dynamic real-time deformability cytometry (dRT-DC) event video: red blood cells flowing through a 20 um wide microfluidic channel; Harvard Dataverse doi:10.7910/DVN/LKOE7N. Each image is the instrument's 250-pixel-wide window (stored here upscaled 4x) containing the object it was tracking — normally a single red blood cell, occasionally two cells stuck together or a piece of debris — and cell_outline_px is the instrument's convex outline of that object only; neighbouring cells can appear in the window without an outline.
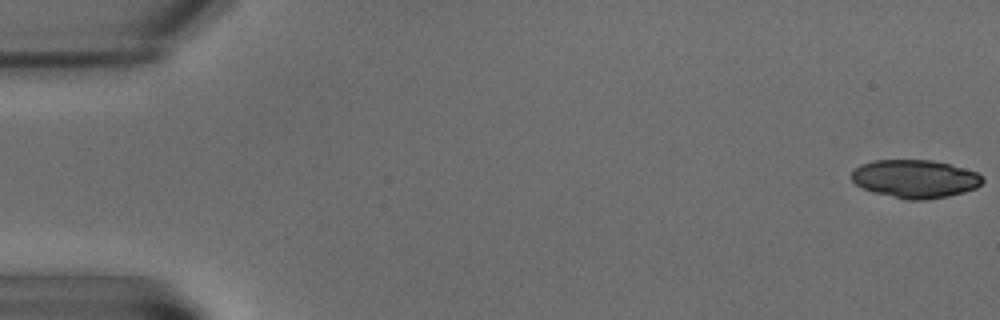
{"species": "common noctule bat (a hibernating species)", "species_latin": "Nyctalus noctula", "temperature_condition": "warm", "stored_images_in_passage": 4, "camera_frame_rate_fps": 3000, "um_per_image_px": 0.085, "animal": {"sex": "male", "body_mass_g": 15.6}, "frame": {"image": 1, "passage_image": 1, "time_ms": 0.0, "image_size_px": [1000, 320], "cell_outline_px": [[984, 180], [976, 188], [964, 192], [948, 196], [924, 200], [904, 200], [872, 192], [856, 184], [852, 180], [852, 172], [860, 164], [872, 160], [932, 160], [964, 168], [976, 172]], "centroid_in_image_um": [77.76, 15.21], "position_along_channel_um": 7.2, "area_um2": 29.13}}